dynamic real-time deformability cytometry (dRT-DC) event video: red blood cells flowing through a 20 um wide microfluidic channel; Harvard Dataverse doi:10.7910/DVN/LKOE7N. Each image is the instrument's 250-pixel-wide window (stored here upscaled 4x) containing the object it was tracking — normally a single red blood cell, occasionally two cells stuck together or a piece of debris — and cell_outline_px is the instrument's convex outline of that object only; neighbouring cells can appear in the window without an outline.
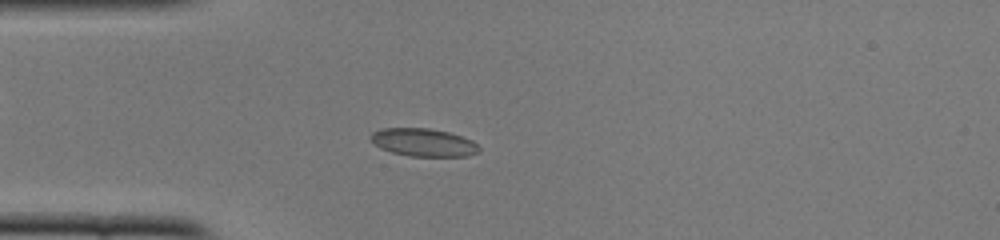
{"species": "common noctule bat (a hibernating species)", "species_latin": "Nyctalus noctula", "temperature_condition": "cold", "stored_images_in_passage": 50, "camera_frame_rate_fps": 3000, "um_per_image_px": 0.085, "animal": {"sex": "female", "body_mass_g": 22.0, "forearm_length_mm": 56.7}, "frame": {"image": 1, "passage_image": 13, "time_ms": 4.0, "image_size_px": [1000, 240], "cell_outline_px": [[480, 152], [468, 156], [412, 156], [392, 152], [380, 148], [372, 140], [372, 132], [380, 128], [428, 128], [448, 132], [472, 140], [480, 148]], "centroid_in_image_um": [36.02, 12.1], "position_along_channel_um": 49.0, "area_um2": 17.46}}
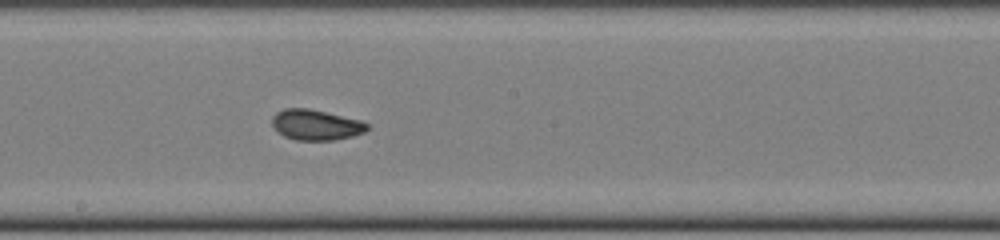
{"frame": {"image": 2, "passage_image": 27, "time_ms": 8.667, "image_size_px": [1000, 240], "cell_outline_px": [[368, 128], [364, 132], [352, 136], [332, 140], [296, 140], [284, 136], [276, 132], [272, 124], [272, 116], [276, 112], [284, 108], [308, 108], [360, 120], [368, 124]], "centroid_in_image_um": [26.8, 10.61], "position_along_channel_um": 221.4, "area_um2": 16.88}}
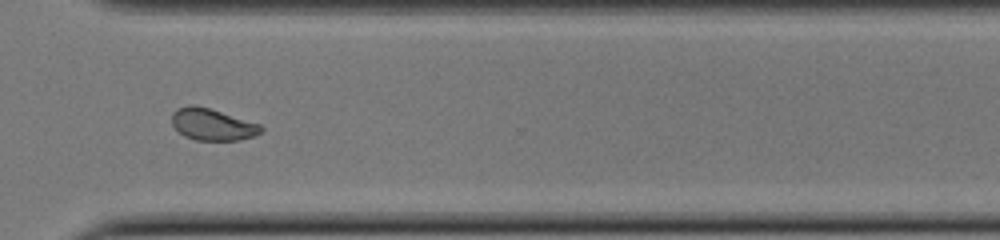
{"frame": {"image": 3, "passage_image": 37, "time_ms": 12.0, "image_size_px": [1000, 240], "cell_outline_px": [[264, 128], [260, 132], [252, 136], [240, 140], [196, 140], [184, 136], [172, 124], [172, 112], [176, 108], [188, 104], [196, 104], [260, 124]], "centroid_in_image_um": [18.02, 10.56], "position_along_channel_um": 352.6, "area_um2": 16.47}, "authors_computed_cell_mechanics": {"area_um2": 17.1088, "velocity_mm_per_s": 3.9164, "shape_relaxation_time_tau1_ms": 5.3009, "shape_relaxation_time_tau2_ms": 1.1018, "deformation_change_tau1": 0.0985, "deformation_change_tau2": 0.0419}}